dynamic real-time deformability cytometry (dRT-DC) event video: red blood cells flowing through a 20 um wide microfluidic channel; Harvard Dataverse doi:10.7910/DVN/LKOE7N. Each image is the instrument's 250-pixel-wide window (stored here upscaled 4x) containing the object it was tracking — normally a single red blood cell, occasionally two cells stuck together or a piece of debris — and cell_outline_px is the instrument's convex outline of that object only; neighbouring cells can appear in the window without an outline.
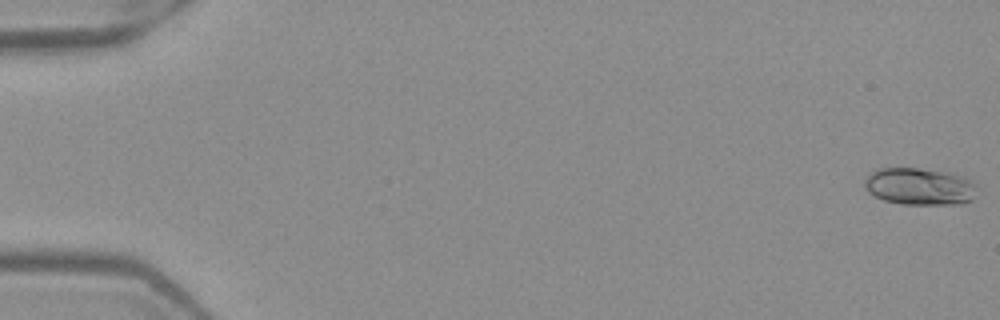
{"species": "Egyptian fruit bat (a non-hibernating species)", "species_latin": "Rousettus aegyptiacus", "temperature_condition": "warm", "stored_images_in_passage": 52, "camera_frame_rate_fps": 3000, "um_per_image_px": 0.085, "frame": {"image": 1, "passage_image": 1, "time_ms": 0.0, "image_size_px": [1000, 320], "cell_outline_px": [[976, 184], [972, 200], [960, 204], [904, 204], [884, 200], [868, 192], [864, 188], [864, 180], [876, 168], [916, 168], [948, 172], [960, 176]], "centroid_in_image_um": [78.12, 15.85], "position_along_channel_um": 6.9, "area_um2": 24.1}}
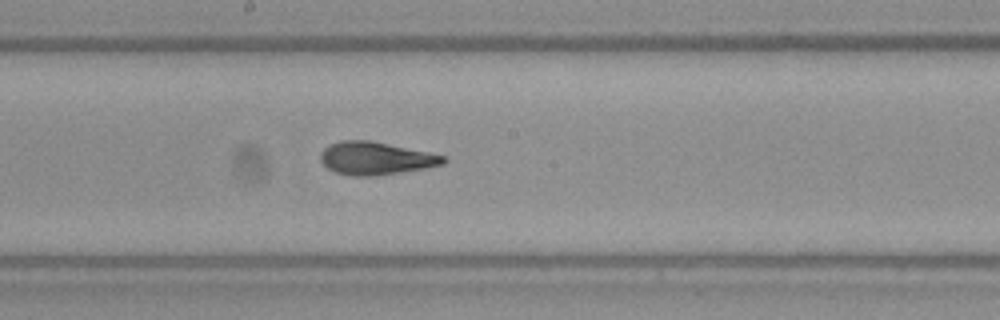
{"frame": {"image": 2, "passage_image": 29, "time_ms": 9.333, "image_size_px": [1000, 320], "cell_outline_px": [[448, 160], [444, 164], [424, 168], [376, 176], [352, 176], [336, 172], [328, 168], [320, 160], [320, 152], [328, 144], [340, 140], [372, 140], [448, 156]], "centroid_in_image_um": [31.94, 13.44], "position_along_channel_um": 216.3, "area_um2": 23.76}}
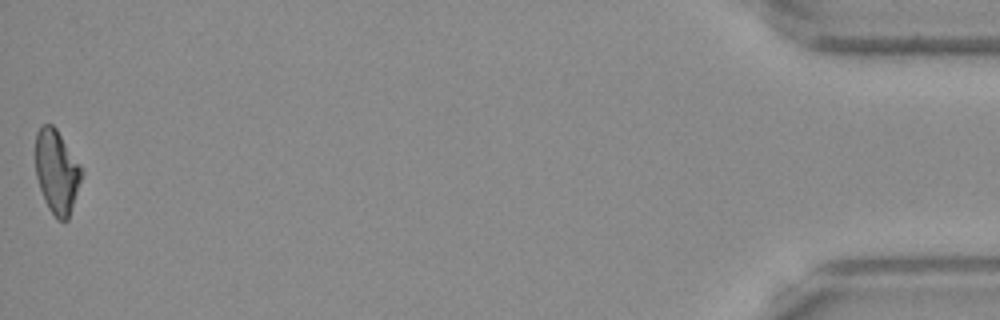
{"frame": {"image": 3, "passage_image": 52, "time_ms": 17.0, "image_size_px": [1000, 320], "cell_outline_px": [[84, 172], [68, 220], [56, 220], [48, 208], [44, 200], [36, 176], [36, 132], [44, 124], [52, 124], [56, 128], [80, 164]], "centroid_in_image_um": [4.84, 14.61], "position_along_channel_um": 430.4, "area_um2": 22.48}, "authors_computed_cell_mechanics": {"area_um2": 23.0622, "velocity_mm_per_s": 4.001, "shape_relaxation_time_tau1_ms": 5.4355, "shape_relaxation_time_tau2_ms": 1.133, "deformation_change_tau1": 0.1875, "deformation_change_tau2": 0.0783}}